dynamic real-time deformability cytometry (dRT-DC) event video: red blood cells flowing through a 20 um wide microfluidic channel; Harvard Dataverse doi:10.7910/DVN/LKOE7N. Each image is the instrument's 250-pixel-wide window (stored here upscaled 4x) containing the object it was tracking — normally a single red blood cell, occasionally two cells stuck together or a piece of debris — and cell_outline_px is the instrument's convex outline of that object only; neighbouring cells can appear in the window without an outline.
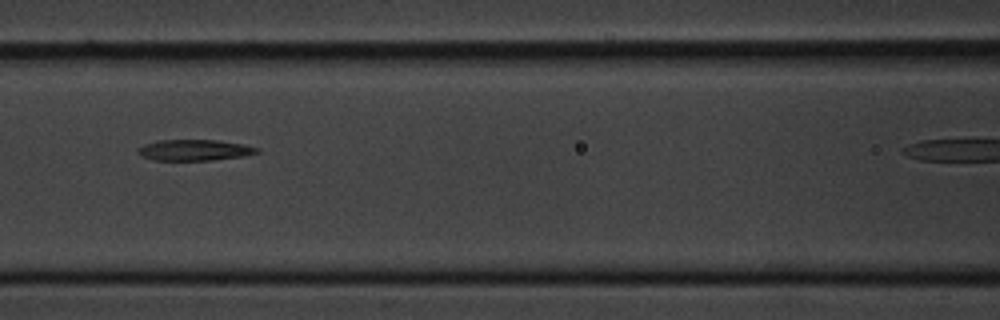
{"species": "common noctule bat (a hibernating species)", "species_latin": "Nyctalus noctula", "temperature_condition": "cold", "stored_images_in_passage": 6, "camera_frame_rate_fps": 3000, "um_per_image_px": 0.085, "animal": {"sex": "male", "body_mass_g": 20.1, "forearm_length_mm": 53.5}, "frame": {"image": 1, "passage_image": 5, "time_ms": 4.667, "image_size_px": [1000, 320], "cell_outline_px": [[260, 152], [244, 156], [212, 160], [152, 160], [140, 156], [136, 152], [136, 148], [144, 144], [160, 140], [216, 140], [244, 144], [260, 148]], "centroid_in_image_um": [16.51, 12.76], "position_along_channel_um": 150.1, "area_um2": 14.74}}